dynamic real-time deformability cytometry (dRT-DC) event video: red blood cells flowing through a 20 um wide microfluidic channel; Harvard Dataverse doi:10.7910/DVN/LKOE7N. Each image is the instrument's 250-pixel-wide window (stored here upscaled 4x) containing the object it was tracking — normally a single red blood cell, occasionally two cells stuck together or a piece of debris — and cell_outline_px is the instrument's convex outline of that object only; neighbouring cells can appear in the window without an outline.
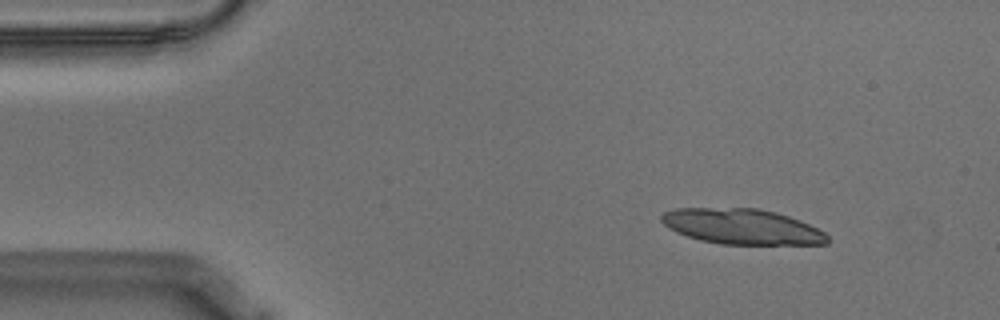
{"species": "Egyptian fruit bat (a non-hibernating species)", "species_latin": "Rousettus aegyptiacus", "temperature_condition": "warm", "stored_images_in_passage": 15, "segment_of_instrument_passage": [1, 2], "camera_frame_rate_fps": 3000, "um_per_image_px": 0.085, "animal": {"sex": "male"}, "frame": {"image": 1, "passage_image": 1, "time_ms": 0.0, "image_size_px": [1000, 320], "cell_outline_px": [[828, 244], [720, 244], [700, 240], [676, 232], [668, 228], [660, 220], [660, 216], [664, 212], [676, 208], [760, 208], [776, 212], [800, 220], [824, 232], [828, 236]], "centroid_in_image_um": [63.05, 19.25], "position_along_channel_um": 22.0, "area_um2": 34.22}}